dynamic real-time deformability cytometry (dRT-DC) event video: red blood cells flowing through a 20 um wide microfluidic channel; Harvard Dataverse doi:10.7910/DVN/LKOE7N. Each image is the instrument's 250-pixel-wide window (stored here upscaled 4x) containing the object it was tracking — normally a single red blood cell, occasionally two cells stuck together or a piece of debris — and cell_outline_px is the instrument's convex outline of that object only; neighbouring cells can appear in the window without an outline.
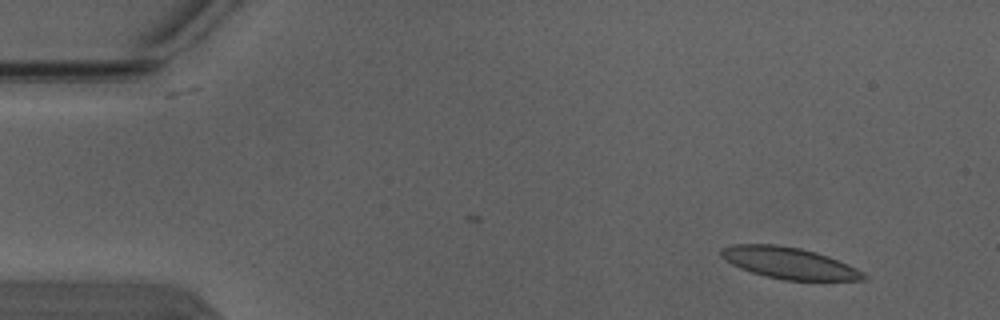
{"species": "Egyptian fruit bat (a non-hibernating species)", "species_latin": "Rousettus aegyptiacus", "temperature_condition": "warm", "stored_images_in_passage": 4, "camera_frame_rate_fps": 3000, "um_per_image_px": 0.085, "animal": {"sex": "male"}, "frame": {"image": 1, "passage_image": 1, "time_ms": 0.0, "image_size_px": [1000, 320], "cell_outline_px": [[868, 276], [864, 280], [784, 280], [764, 276], [740, 268], [732, 264], [720, 256], [720, 248], [732, 244], [776, 244], [800, 248], [816, 252], [828, 256], [848, 264], [864, 272]], "centroid_in_image_um": [67.06, 22.35], "position_along_channel_um": 17.9, "area_um2": 26.18}}
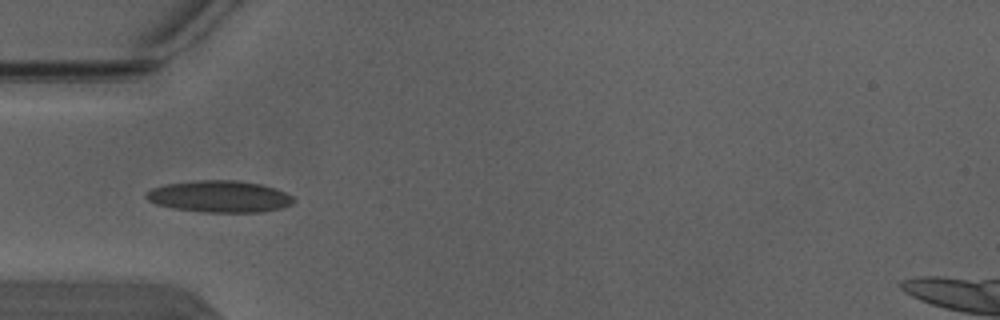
{"frame": {"image": 2, "passage_image": 4, "time_ms": 1.0, "image_size_px": [1000, 320], "cell_outline_px": [[296, 200], [292, 204], [284, 208], [264, 212], [200, 212], [172, 208], [156, 204], [148, 200], [144, 196], [152, 188], [168, 184], [196, 180], [236, 180], [260, 184], [276, 188], [292, 196]], "centroid_in_image_um": [18.7, 16.71], "position_along_channel_um": 66.3, "area_um2": 27.4}}